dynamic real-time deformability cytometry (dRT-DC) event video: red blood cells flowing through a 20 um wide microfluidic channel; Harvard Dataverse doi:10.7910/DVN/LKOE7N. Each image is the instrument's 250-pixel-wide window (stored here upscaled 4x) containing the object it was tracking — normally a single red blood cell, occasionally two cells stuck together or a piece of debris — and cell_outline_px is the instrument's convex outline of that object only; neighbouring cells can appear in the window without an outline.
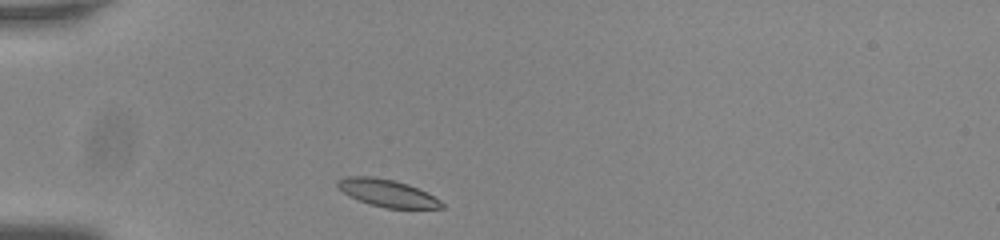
{"species": "common noctule bat (a hibernating species)", "species_latin": "Nyctalus noctula", "temperature_condition": "room temperature", "stored_images_in_passage": 33, "camera_frame_rate_fps": 3000, "um_per_image_px": 0.085, "animal": {"sex": "male", "body_mass_g": 20.0, "forearm_length_mm": 53.3}, "frame": {"image": 1, "passage_image": 1, "time_ms": 0.0, "image_size_px": [1000, 240], "cell_outline_px": [[444, 208], [384, 208], [368, 204], [348, 196], [336, 184], [336, 180], [344, 176], [372, 176], [392, 180], [408, 184], [440, 200], [444, 204]], "centroid_in_image_um": [32.86, 16.41], "position_along_channel_um": 52.1, "area_um2": 16.47}}
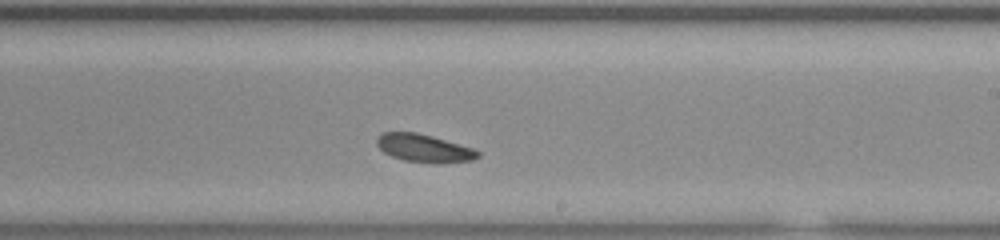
{"frame": {"image": 2, "passage_image": 19, "time_ms": 6.0, "image_size_px": [1000, 240], "cell_outline_px": [[480, 156], [472, 160], [404, 160], [392, 156], [384, 152], [376, 144], [376, 140], [384, 132], [416, 132], [432, 136], [472, 148], [480, 152]], "centroid_in_image_um": [35.98, 12.53], "position_along_channel_um": 253.0, "area_um2": 15.32}}
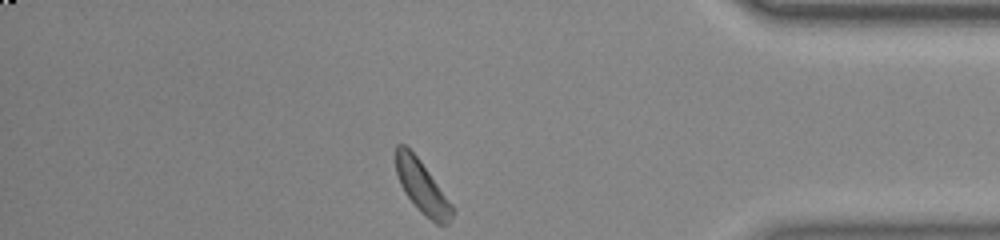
{"frame": {"image": 3, "passage_image": 33, "time_ms": 10.667, "image_size_px": [1000, 240], "cell_outline_px": [[456, 212], [448, 224], [436, 224], [404, 192], [400, 184], [396, 172], [396, 144], [404, 144], [416, 156], [456, 208]], "centroid_in_image_um": [35.92, 15.9], "position_along_channel_um": 399.3, "area_um2": 16.76}}